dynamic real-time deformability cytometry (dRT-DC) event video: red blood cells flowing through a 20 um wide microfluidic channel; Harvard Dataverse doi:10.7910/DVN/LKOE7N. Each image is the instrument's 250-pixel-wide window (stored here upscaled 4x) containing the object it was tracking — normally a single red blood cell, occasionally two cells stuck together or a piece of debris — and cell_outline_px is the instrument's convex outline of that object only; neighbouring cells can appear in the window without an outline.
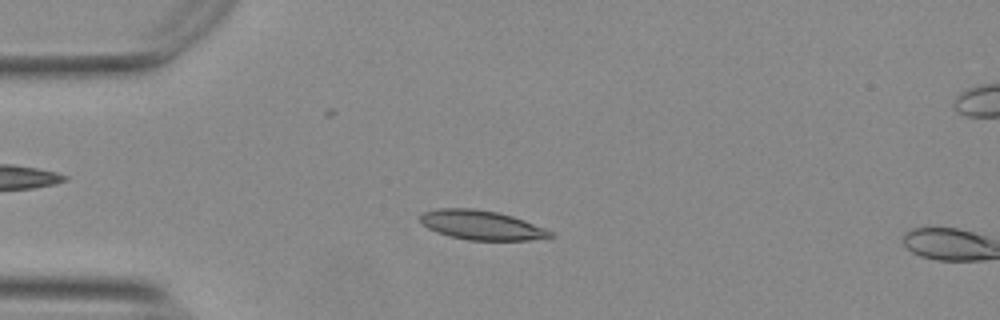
{"species": "Egyptian fruit bat (a non-hibernating species)", "species_latin": "Rousettus aegyptiacus", "temperature_condition": "warm", "stored_images_in_passage": 15, "camera_frame_rate_fps": 3000, "um_per_image_px": 0.085, "animal": {"sex": "female"}, "frame": {"image": 1, "passage_image": 13, "time_ms": 4.0, "image_size_px": [1000, 320], "cell_outline_px": [[556, 236], [552, 240], [468, 240], [436, 232], [428, 228], [420, 220], [420, 212], [440, 208], [472, 208], [496, 212], [512, 216], [524, 220], [544, 228], [552, 232]], "centroid_in_image_um": [40.99, 19.14], "position_along_channel_um": 44.0, "area_um2": 22.43}}